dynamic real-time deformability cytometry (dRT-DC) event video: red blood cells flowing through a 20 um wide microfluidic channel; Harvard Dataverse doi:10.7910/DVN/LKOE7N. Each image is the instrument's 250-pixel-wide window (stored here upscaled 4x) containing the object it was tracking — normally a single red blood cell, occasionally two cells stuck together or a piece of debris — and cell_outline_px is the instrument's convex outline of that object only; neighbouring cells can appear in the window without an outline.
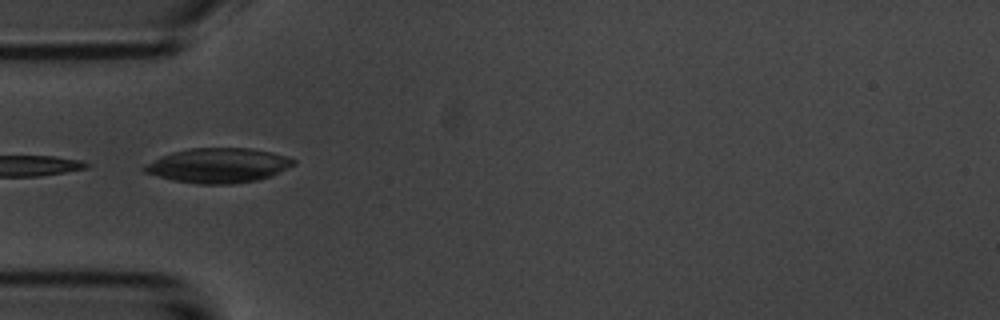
{"species": "common noctule bat (a hibernating species)", "species_latin": "Nyctalus noctula", "temperature_condition": "room temperature", "stored_images_in_passage": 13, "camera_frame_rate_fps": 3000, "um_per_image_px": 0.085, "animal": {"sex": "male", "body_mass_g": 20.1, "forearm_length_mm": 53.5}, "frame": {"image": 1, "passage_image": 3, "time_ms": 3.333, "image_size_px": [1000, 320], "cell_outline_px": [[296, 164], [272, 176], [260, 180], [232, 184], [200, 184], [172, 180], [144, 172], [140, 168], [144, 164], [160, 156], [172, 152], [188, 148], [248, 148], [272, 152], [288, 156], [296, 160]], "centroid_in_image_um": [18.56, 14.06], "position_along_channel_um": 66.4, "area_um2": 30.52}}
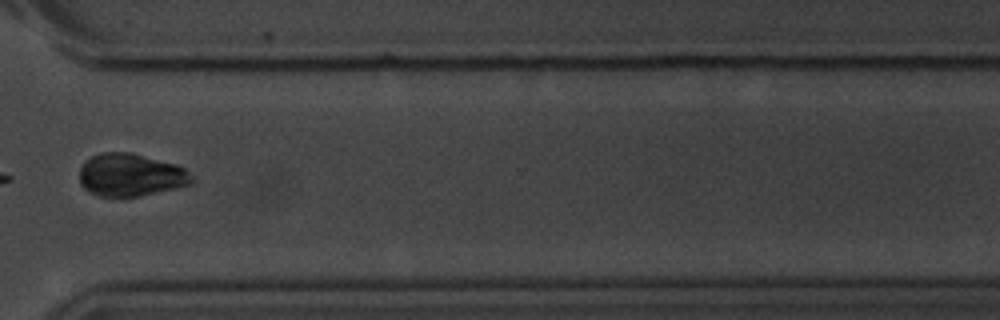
{"frame": {"image": 2, "passage_image": 10, "time_ms": 11.333, "image_size_px": [1000, 320], "cell_outline_px": [[192, 180], [188, 184], [140, 196], [96, 196], [84, 188], [80, 184], [80, 168], [84, 160], [100, 152], [128, 152], [176, 164], [184, 168], [192, 176]], "centroid_in_image_um": [11.04, 14.86], "position_along_channel_um": 359.6, "area_um2": 27.63}}
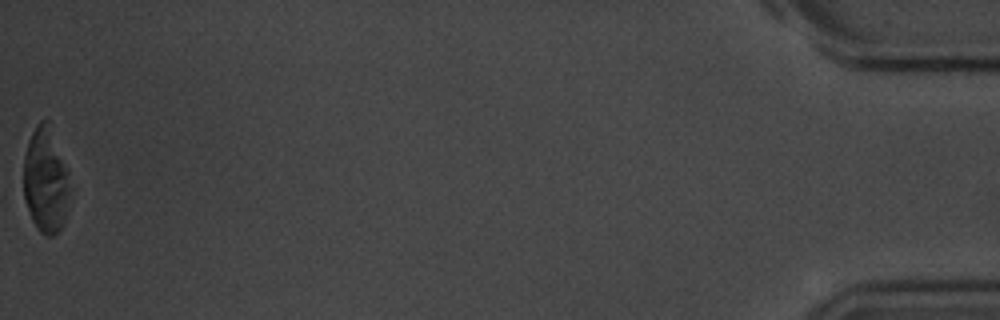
{"frame": {"image": 3, "passage_image": 13, "time_ms": 16.0, "image_size_px": [1000, 320], "cell_outline_px": [[68, 192], [64, 224], [52, 236], [44, 236], [36, 228], [32, 220], [24, 200], [24, 156], [28, 140], [36, 124], [40, 120], [48, 120], [68, 172]], "centroid_in_image_um": [3.85, 15.33], "position_along_channel_um": 431.4, "area_um2": 28.15}, "authors_computed_cell_mechanics": {"area_um2": 28.7844, "velocity_mm_per_s": 3.6631, "shape_relaxation_time_tau1_ms": 2.6861, "shape_relaxation_time_tau2_ms": null, "deformation_change_tau1": 0.1159, "deformation_change_tau2": null}}